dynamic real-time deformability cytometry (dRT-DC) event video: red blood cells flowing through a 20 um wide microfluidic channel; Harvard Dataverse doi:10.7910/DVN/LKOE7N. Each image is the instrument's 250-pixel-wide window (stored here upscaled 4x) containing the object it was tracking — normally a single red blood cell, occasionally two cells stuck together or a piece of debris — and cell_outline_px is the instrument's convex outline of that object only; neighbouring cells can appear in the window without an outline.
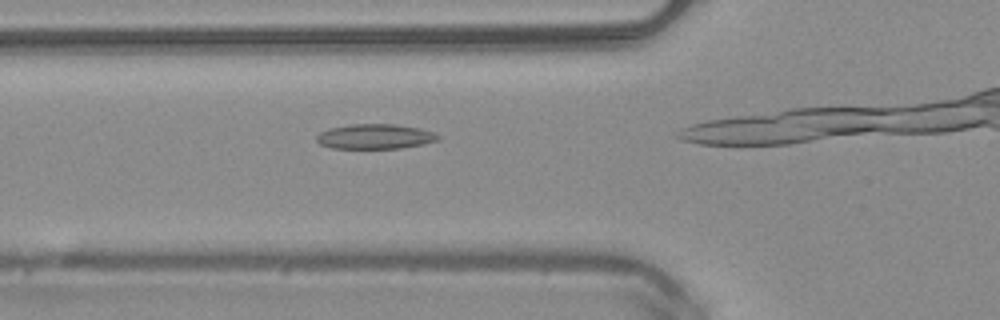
{"species": "common noctule bat (a hibernating species)", "species_latin": "Nyctalus noctula", "temperature_condition": "warm", "stored_images_in_passage": 28, "camera_frame_rate_fps": 3000, "um_per_image_px": 0.085, "animal": {"sex": "male", "body_mass_g": 20.4}, "frame": {"image": 1, "passage_image": 9, "time_ms": 2.667, "image_size_px": [1000, 320], "cell_outline_px": [[440, 136], [436, 140], [424, 144], [400, 148], [332, 148], [320, 144], [316, 140], [316, 136], [320, 132], [328, 128], [348, 124], [396, 124], [420, 128], [432, 132]], "centroid_in_image_um": [31.84, 11.59], "position_along_channel_um": 94.0, "area_um2": 17.63}}